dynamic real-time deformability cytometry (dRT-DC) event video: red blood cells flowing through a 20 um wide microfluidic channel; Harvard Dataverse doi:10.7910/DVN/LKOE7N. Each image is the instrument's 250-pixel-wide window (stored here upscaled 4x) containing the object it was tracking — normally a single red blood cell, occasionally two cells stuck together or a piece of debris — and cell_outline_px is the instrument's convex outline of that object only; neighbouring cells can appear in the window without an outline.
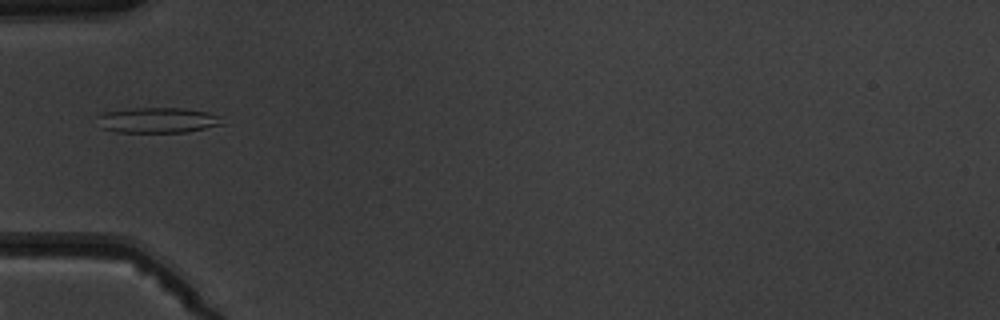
{"species": "common noctule bat (a hibernating species)", "species_latin": "Nyctalus noctula", "temperature_condition": "warm", "stored_images_in_passage": 1, "camera_frame_rate_fps": 3000, "um_per_image_px": 0.085, "animal": {"sex": "male", "body_mass_g": 19.5, "forearm_length_mm": 54.6}, "frame": {"image": 1, "passage_image": 1, "time_ms": 0.0, "image_size_px": [1000, 320], "cell_outline_px": [[224, 124], [184, 132], [116, 132], [100, 128], [96, 116], [104, 112], [132, 108], [184, 108], [208, 112], [220, 116]], "centroid_in_image_um": [13.36, 10.21], "position_along_channel_um": 71.6, "area_um2": 18.55}}